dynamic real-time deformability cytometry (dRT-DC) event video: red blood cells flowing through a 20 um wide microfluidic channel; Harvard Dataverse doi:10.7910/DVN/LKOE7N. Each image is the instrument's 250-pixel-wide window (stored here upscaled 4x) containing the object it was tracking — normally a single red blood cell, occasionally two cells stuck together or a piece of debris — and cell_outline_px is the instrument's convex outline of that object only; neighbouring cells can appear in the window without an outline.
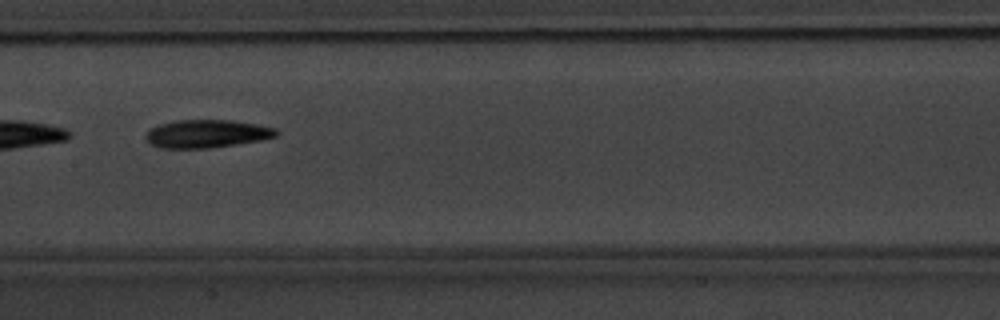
{"species": "common noctule bat (a hibernating species)", "species_latin": "Nyctalus noctula", "temperature_condition": "warm", "stored_images_in_passage": 8, "camera_frame_rate_fps": 3000, "um_per_image_px": 0.085, "animal": {"sex": "male", "body_mass_g": 20.1, "forearm_length_mm": 53.5}, "frame": {"image": 1, "passage_image": 6, "time_ms": 6.333, "image_size_px": [1000, 320], "cell_outline_px": [[280, 132], [276, 136], [260, 140], [236, 144], [208, 148], [160, 148], [152, 144], [144, 136], [148, 128], [156, 124], [176, 120], [232, 120], [256, 124], [276, 128]], "centroid_in_image_um": [17.54, 11.35], "position_along_channel_um": 189.9, "area_um2": 21.44}}
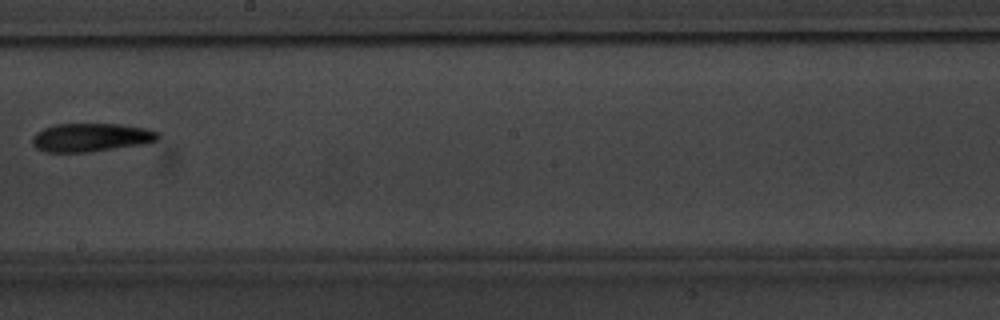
{"frame": {"image": 2, "passage_image": 7, "time_ms": 7.667, "image_size_px": [1000, 320], "cell_outline_px": [[160, 140], [148, 144], [92, 152], [44, 152], [36, 148], [32, 144], [32, 136], [36, 132], [44, 128], [56, 124], [120, 124], [144, 128], [160, 132]], "centroid_in_image_um": [7.78, 11.69], "position_along_channel_um": 240.4, "area_um2": 21.27}}
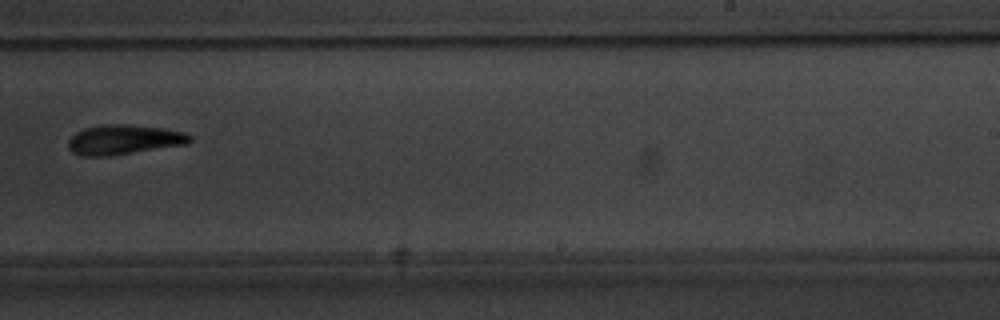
{"frame": {"image": 3, "passage_image": 8, "time_ms": 8.667, "image_size_px": [1000, 320], "cell_outline_px": [[192, 140], [188, 144], [108, 156], [84, 156], [72, 152], [68, 148], [68, 140], [76, 132], [84, 128], [100, 124], [128, 124], [164, 128], [184, 132], [192, 136]], "centroid_in_image_um": [10.53, 11.86], "position_along_channel_um": 278.5, "area_um2": 21.21}}